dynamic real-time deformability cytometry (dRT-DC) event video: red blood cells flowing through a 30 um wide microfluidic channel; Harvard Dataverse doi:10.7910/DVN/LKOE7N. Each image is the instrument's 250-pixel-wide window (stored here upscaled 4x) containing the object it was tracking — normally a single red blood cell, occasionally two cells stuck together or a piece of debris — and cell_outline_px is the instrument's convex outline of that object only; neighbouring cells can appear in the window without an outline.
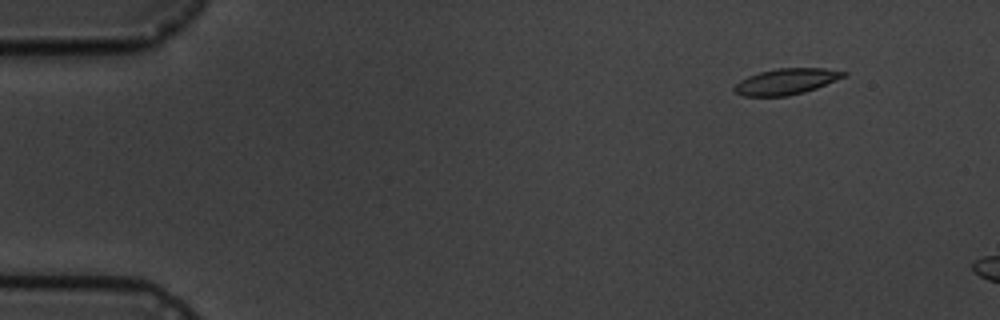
{"species": "common noctule bat (a hibernating species)", "species_latin": "Nyctalus noctula", "temperature_condition": "cold", "stored_images_in_passage": 4, "camera_frame_rate_fps": 3000, "um_per_image_px": 0.085, "animal": {"sex": "male", "body_mass_g": 19.5, "forearm_length_mm": 54.6}, "frame": {"image": 1, "passage_image": 2, "time_ms": 1.0, "image_size_px": [1000, 320], "cell_outline_px": [[848, 72], [844, 76], [816, 88], [804, 92], [788, 96], [744, 96], [736, 92], [732, 88], [740, 80], [748, 76], [760, 72], [776, 68], [824, 68]], "centroid_in_image_um": [66.8, 6.92], "position_along_channel_um": 18.2, "area_um2": 16.36}}